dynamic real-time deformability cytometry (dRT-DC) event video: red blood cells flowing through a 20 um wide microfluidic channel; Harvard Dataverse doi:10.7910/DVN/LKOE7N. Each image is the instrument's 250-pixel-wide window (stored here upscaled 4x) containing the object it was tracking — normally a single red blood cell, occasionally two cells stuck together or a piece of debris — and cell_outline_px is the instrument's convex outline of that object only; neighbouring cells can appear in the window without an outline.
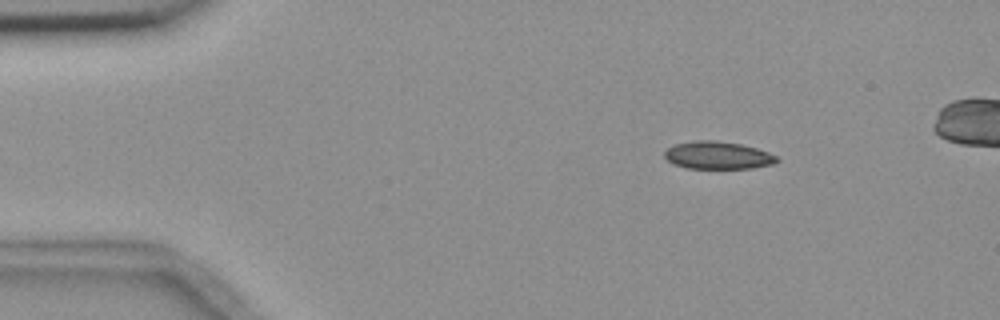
{"species": "common noctule bat (a hibernating species)", "species_latin": "Nyctalus noctula", "temperature_condition": "room temperature", "stored_images_in_passage": 4, "camera_frame_rate_fps": 3000, "um_per_image_px": 0.085, "animal": {"sex": "female", "body_mass_g": 18.4}, "frame": {"image": 1, "passage_image": 1, "time_ms": 0.0, "image_size_px": [1000, 320], "cell_outline_px": [[780, 160], [772, 164], [752, 168], [688, 168], [676, 164], [668, 160], [664, 156], [664, 152], [672, 144], [696, 140], [716, 140], [740, 144], [756, 148], [768, 152], [776, 156]], "centroid_in_image_um": [61.0, 13.19], "position_along_channel_um": 24.0, "area_um2": 17.98}}